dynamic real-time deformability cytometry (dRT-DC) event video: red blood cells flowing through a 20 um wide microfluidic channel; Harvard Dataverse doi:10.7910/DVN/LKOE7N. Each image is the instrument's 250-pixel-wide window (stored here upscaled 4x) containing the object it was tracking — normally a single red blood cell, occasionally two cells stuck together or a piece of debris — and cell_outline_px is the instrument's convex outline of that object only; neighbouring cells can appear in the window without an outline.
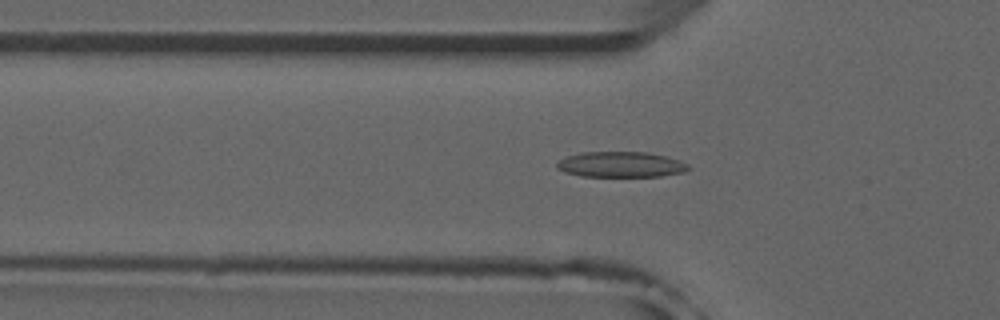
{"species": "common noctule bat (a hibernating species)", "species_latin": "Nyctalus noctula", "temperature_condition": "room temperature", "stored_images_in_passage": 52, "camera_frame_rate_fps": 3000, "um_per_image_px": 0.085, "animal": {"sex": "male", "forearm_length_mm": 52.5}, "frame": {"image": 1, "passage_image": 17, "time_ms": 5.333, "image_size_px": [1000, 320], "cell_outline_px": [[692, 168], [684, 172], [660, 176], [580, 176], [564, 172], [556, 168], [556, 164], [560, 160], [568, 156], [580, 152], [648, 152], [680, 160], [688, 164]], "centroid_in_image_um": [52.78, 13.98], "position_along_channel_um": 73.0, "area_um2": 19.59}}
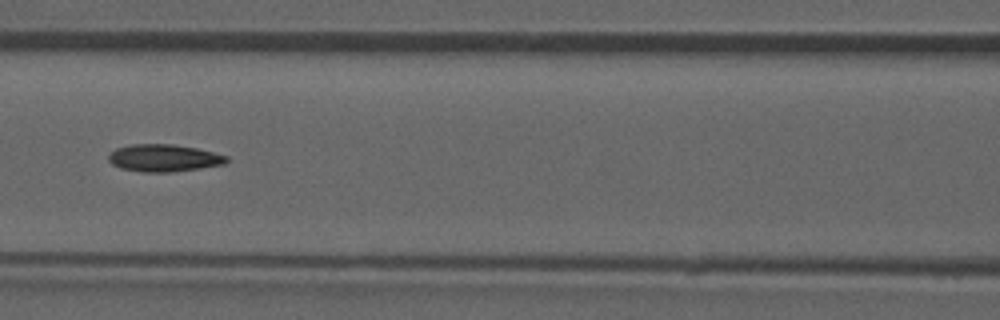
{"frame": {"image": 2, "passage_image": 23, "time_ms": 7.333, "image_size_px": [1000, 320], "cell_outline_px": [[228, 160], [224, 164], [200, 168], [172, 172], [140, 172], [120, 168], [112, 164], [108, 160], [108, 156], [116, 148], [128, 144], [172, 144], [196, 148], [228, 156]], "centroid_in_image_um": [13.9, 13.43], "position_along_channel_um": 152.7, "area_um2": 18.79}}
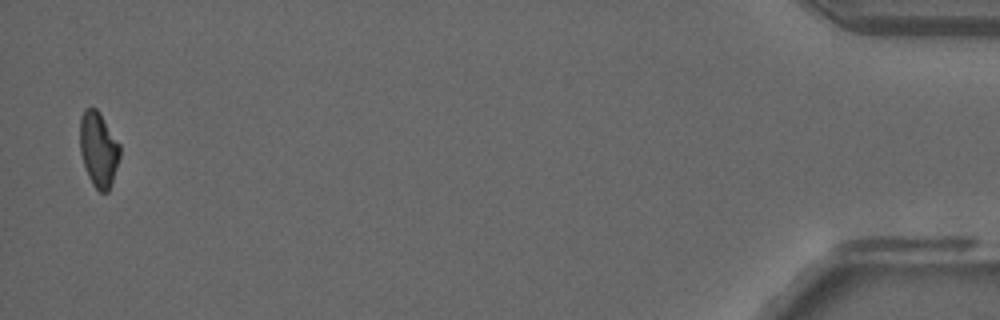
{"frame": {"image": 3, "passage_image": 51, "time_ms": 16.667, "image_size_px": [1000, 320], "cell_outline_px": [[120, 156], [112, 184], [108, 192], [100, 192], [92, 184], [88, 176], [80, 152], [80, 116], [84, 108], [96, 108], [120, 144]], "centroid_in_image_um": [8.37, 12.7], "position_along_channel_um": 426.8, "area_um2": 17.46}, "authors_computed_cell_mechanics": {"area_um2": 18.5538, "velocity_mm_per_s": 3.9387, "shape_relaxation_time_tau1_ms": null, "shape_relaxation_time_tau2_ms": 10.2552, "deformation_change_tau1": null, "deformation_change_tau2": 0.1895}}